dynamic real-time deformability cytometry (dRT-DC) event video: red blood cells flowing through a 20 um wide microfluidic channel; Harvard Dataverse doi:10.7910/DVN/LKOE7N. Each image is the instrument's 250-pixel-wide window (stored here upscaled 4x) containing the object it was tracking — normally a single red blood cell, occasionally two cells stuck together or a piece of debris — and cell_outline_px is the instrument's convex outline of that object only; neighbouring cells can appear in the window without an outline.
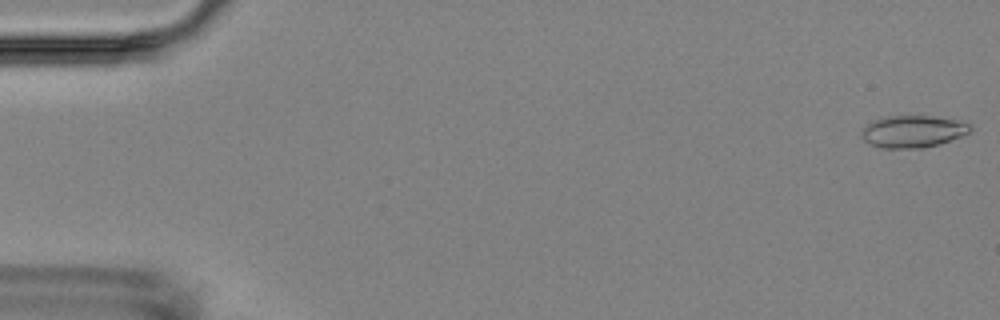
{"species": "Egyptian fruit bat (a non-hibernating species)", "species_latin": "Rousettus aegyptiacus", "temperature_condition": "room temperature", "stored_images_in_passage": 8, "camera_frame_rate_fps": 3000, "um_per_image_px": 0.085, "animal": {"sex": "female"}, "frame": {"image": 1, "passage_image": 1, "time_ms": 0.0, "image_size_px": [1000, 320], "cell_outline_px": [[972, 128], [968, 132], [960, 136], [940, 144], [920, 148], [880, 148], [864, 140], [860, 132], [872, 120], [880, 116], [932, 116], [960, 120], [972, 124]], "centroid_in_image_um": [77.59, 11.16], "position_along_channel_um": 7.4, "area_um2": 20.4}}
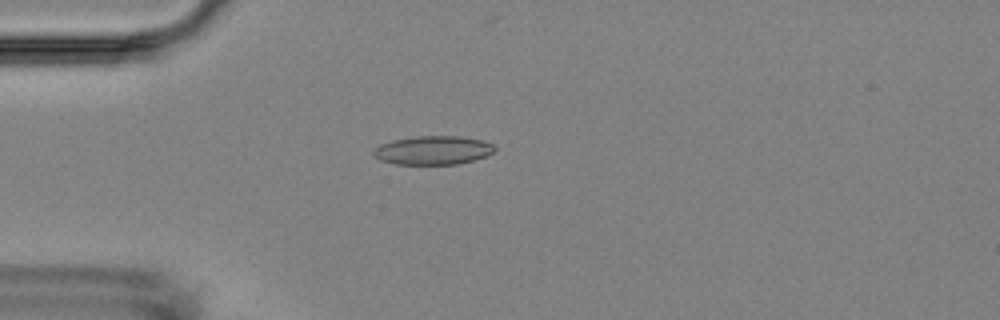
{"frame": {"image": 2, "passage_image": 5, "time_ms": 4.667, "image_size_px": [1000, 320], "cell_outline_px": [[496, 148], [492, 152], [484, 156], [472, 160], [456, 164], [396, 164], [380, 160], [372, 156], [372, 152], [380, 144], [392, 140], [416, 136], [460, 136], [480, 140], [492, 144]], "centroid_in_image_um": [36.75, 12.77], "position_along_channel_um": 48.3, "area_um2": 20.11}}